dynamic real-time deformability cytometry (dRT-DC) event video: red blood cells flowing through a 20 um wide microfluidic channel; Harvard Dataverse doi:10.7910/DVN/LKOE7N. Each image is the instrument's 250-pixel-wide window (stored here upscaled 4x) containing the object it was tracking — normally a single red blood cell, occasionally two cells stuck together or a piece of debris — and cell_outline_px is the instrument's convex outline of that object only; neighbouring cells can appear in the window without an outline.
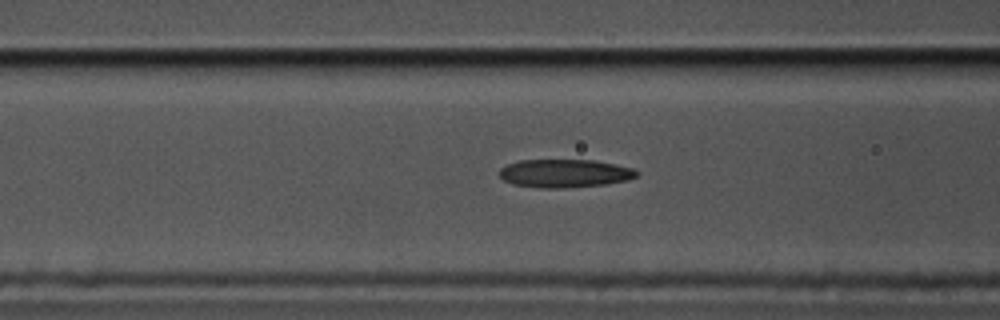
{"species": "common noctule bat (a hibernating species)", "species_latin": "Nyctalus noctula", "temperature_condition": "cold", "stored_images_in_passage": 58, "camera_frame_rate_fps": 3000, "um_per_image_px": 0.085, "animal": {"sex": "male", "body_mass_g": 17.5, "forearm_length_mm": 52.3}, "frame": {"image": 1, "passage_image": 22, "time_ms": 7.0, "image_size_px": [1000, 320], "cell_outline_px": [[640, 172], [636, 176], [628, 180], [604, 184], [564, 188], [536, 188], [512, 184], [504, 180], [500, 176], [500, 168], [508, 164], [520, 160], [596, 160], [636, 168]], "centroid_in_image_um": [48.03, 14.73], "position_along_channel_um": 118.6, "area_um2": 22.77}}
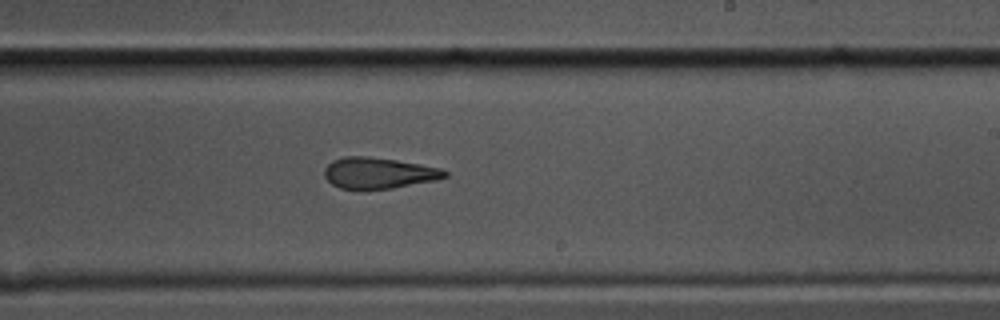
{"frame": {"image": 2, "passage_image": 34, "time_ms": 11.0, "image_size_px": [1000, 320], "cell_outline_px": [[448, 176], [436, 180], [392, 188], [340, 188], [332, 184], [324, 176], [324, 168], [332, 160], [344, 156], [368, 156], [396, 160], [420, 164], [440, 168], [448, 172]], "centroid_in_image_um": [32.18, 14.69], "position_along_channel_um": 256.8, "area_um2": 21.62}}
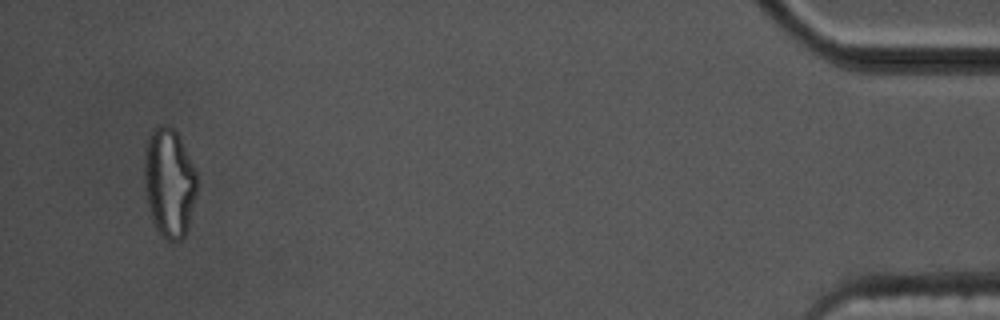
{"frame": {"image": 3, "passage_image": 55, "time_ms": 18.0, "image_size_px": [1000, 320], "cell_outline_px": [[196, 192], [188, 228], [184, 236], [180, 240], [168, 240], [156, 228], [152, 220], [144, 192], [144, 144], [152, 128], [160, 124], [168, 124], [180, 136], [196, 172]], "centroid_in_image_um": [14.35, 15.46], "position_along_channel_um": 420.9, "area_um2": 33.81}, "authors_computed_cell_mechanics": {"area_um2": 22.7443, "velocity_mm_per_s": 3.4587, "shape_relaxation_time_tau1_ms": null, "shape_relaxation_time_tau2_ms": 4.1202, "deformation_change_tau1": null, "deformation_change_tau2": 0.1453}}